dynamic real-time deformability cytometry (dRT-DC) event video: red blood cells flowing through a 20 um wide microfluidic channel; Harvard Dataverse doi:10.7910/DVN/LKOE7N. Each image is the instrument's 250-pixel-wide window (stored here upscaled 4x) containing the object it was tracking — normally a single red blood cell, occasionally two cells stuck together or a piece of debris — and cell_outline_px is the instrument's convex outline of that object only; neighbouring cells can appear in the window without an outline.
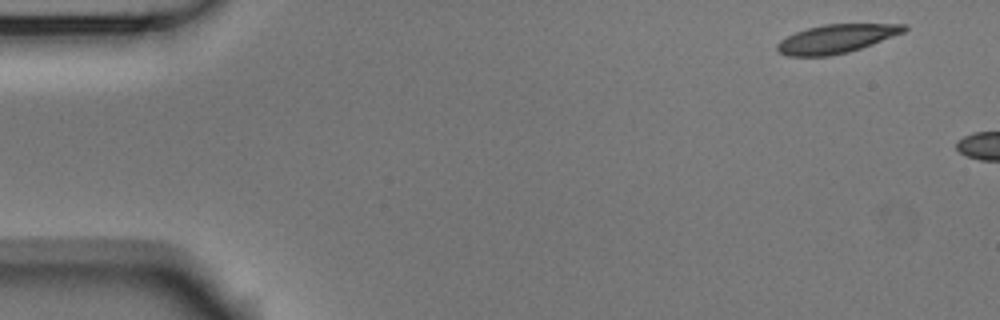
{"species": "Egyptian fruit bat (a non-hibernating species)", "species_latin": "Rousettus aegyptiacus", "temperature_condition": "room temperature", "stored_images_in_passage": 3, "camera_frame_rate_fps": 3000, "um_per_image_px": 0.085, "animal": {"sex": "male"}, "frame": {"image": 1, "passage_image": 1, "time_ms": 0.0, "image_size_px": [1000, 320], "cell_outline_px": [[908, 28], [904, 32], [872, 44], [848, 52], [828, 56], [788, 56], [780, 52], [776, 48], [776, 44], [780, 40], [796, 32], [808, 28], [824, 24], [908, 24]], "centroid_in_image_um": [71.09, 3.29], "position_along_channel_um": 13.9, "area_um2": 20.98}}